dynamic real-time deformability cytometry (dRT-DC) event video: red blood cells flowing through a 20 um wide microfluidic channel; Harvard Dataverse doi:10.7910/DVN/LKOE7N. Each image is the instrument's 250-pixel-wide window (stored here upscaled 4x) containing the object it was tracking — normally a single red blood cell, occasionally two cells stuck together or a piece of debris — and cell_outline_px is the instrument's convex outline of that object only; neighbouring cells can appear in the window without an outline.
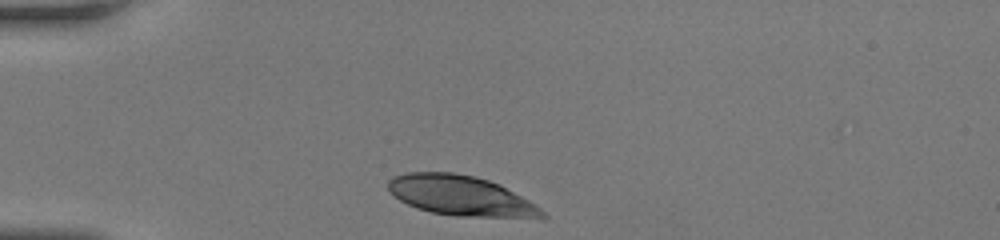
{"species": "human", "species_latin": "Homo sapiens", "temperature_condition": "room temperature", "stored_images_in_passage": 31, "camera_frame_rate_fps": 3000, "um_per_image_px": 0.085, "donor": {"sex": "female"}, "frame": {"image": 1, "passage_image": 1, "time_ms": 0.0, "image_size_px": [1000, 240], "cell_outline_px": [[548, 220], [544, 220], [456, 216], [432, 212], [416, 208], [400, 200], [388, 188], [388, 180], [392, 176], [408, 172], [452, 172], [472, 176], [488, 180], [500, 184], [536, 204], [548, 216]], "centroid_in_image_um": [39.29, 16.67], "position_along_channel_um": 45.7, "area_um2": 36.65}}
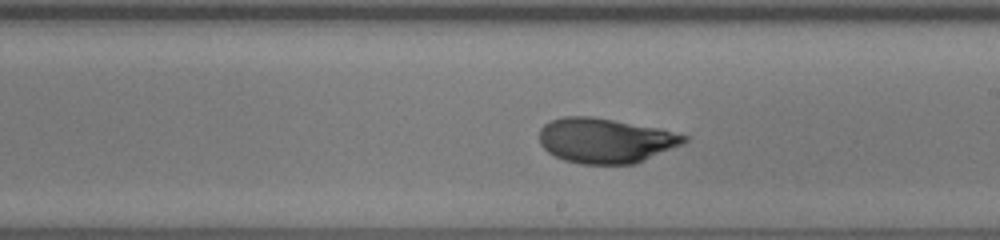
{"frame": {"image": 2, "passage_image": 18, "time_ms": 5.667, "image_size_px": [1000, 240], "cell_outline_px": [[688, 140], [684, 144], [636, 164], [580, 164], [564, 160], [548, 152], [540, 144], [540, 128], [544, 124], [552, 120], [564, 116], [592, 116], [660, 128], [688, 136]], "centroid_in_image_um": [51.49, 11.95], "position_along_channel_um": 237.5, "area_um2": 38.15}}
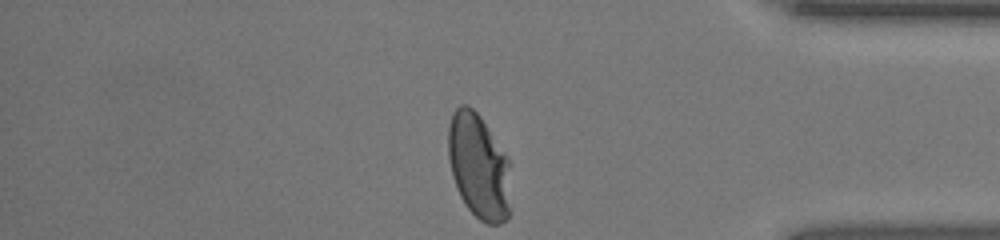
{"frame": {"image": 3, "passage_image": 31, "time_ms": 10.0, "image_size_px": [1000, 240], "cell_outline_px": [[512, 212], [500, 224], [488, 224], [480, 220], [468, 208], [460, 196], [456, 188], [452, 176], [448, 156], [448, 124], [452, 112], [460, 104], [468, 104], [480, 116], [508, 156], [512, 208]], "centroid_in_image_um": [40.71, 14.15], "position_along_channel_um": 394.5, "area_um2": 39.02}, "authors_computed_cell_mechanics": {"area_um2": 38.148, "velocity_mm_per_s": 4.0874, "shape_relaxation_time_tau1_ms": 7.5064, "shape_relaxation_time_tau2_ms": null, "deformation_change_tau1": 0.2905, "deformation_change_tau2": null}}